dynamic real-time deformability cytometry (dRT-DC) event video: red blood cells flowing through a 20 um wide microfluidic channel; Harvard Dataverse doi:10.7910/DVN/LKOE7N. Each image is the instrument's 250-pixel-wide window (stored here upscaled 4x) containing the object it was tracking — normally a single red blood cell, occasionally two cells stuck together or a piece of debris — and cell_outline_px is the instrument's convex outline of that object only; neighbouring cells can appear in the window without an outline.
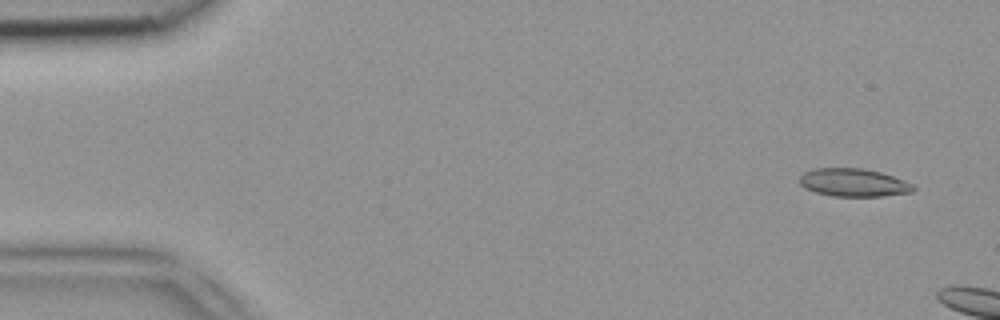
{"species": "common noctule bat (a hibernating species)", "species_latin": "Nyctalus noctula", "temperature_condition": "room temperature", "stored_images_in_passage": 5, "camera_frame_rate_fps": 3000, "um_per_image_px": 0.085, "animal": {"sex": "female", "body_mass_g": 18.4}, "frame": {"image": 1, "passage_image": 2, "time_ms": 0.333, "image_size_px": [1000, 320], "cell_outline_px": [[916, 188], [912, 192], [884, 196], [832, 196], [816, 192], [804, 188], [800, 184], [800, 176], [804, 172], [812, 168], [864, 168], [880, 172], [904, 180], [912, 184]], "centroid_in_image_um": [72.54, 15.51], "position_along_channel_um": 12.5, "area_um2": 18.61}}